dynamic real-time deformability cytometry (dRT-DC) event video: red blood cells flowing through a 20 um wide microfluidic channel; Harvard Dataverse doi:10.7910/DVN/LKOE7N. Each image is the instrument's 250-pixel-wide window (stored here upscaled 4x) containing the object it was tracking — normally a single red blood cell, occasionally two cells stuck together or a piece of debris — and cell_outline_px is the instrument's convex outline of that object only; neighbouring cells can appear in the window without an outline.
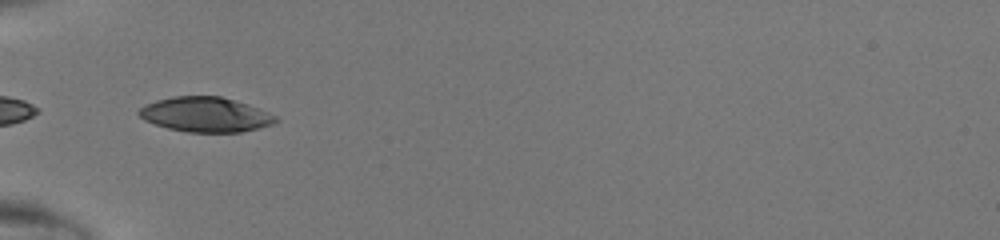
{"species": "human", "species_latin": "Homo sapiens", "temperature_condition": "room temperature", "stored_images_in_passage": 9, "camera_frame_rate_fps": 3000, "um_per_image_px": 0.085, "donor": {"sex": "male"}, "frame": {"image": 1, "passage_image": 1, "time_ms": 0.0, "image_size_px": [1000, 240], "cell_outline_px": [[280, 120], [272, 124], [260, 128], [240, 132], [188, 132], [168, 128], [144, 120], [136, 112], [140, 108], [156, 100], [172, 96], [220, 96], [248, 104], [276, 116]], "centroid_in_image_um": [17.47, 9.74], "position_along_channel_um": 67.5, "area_um2": 27.63}}
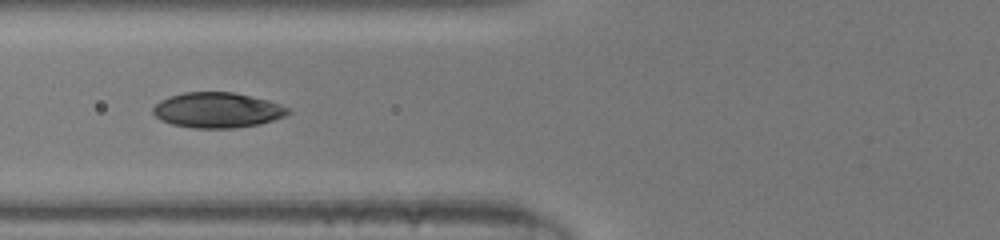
{"frame": {"image": 2, "passage_image": 4, "time_ms": 1.0, "image_size_px": [1000, 240], "cell_outline_px": [[292, 112], [284, 116], [260, 124], [232, 128], [192, 128], [172, 124], [160, 120], [152, 112], [152, 108], [160, 100], [168, 96], [184, 92], [232, 92], [268, 100], [280, 104], [288, 108]], "centroid_in_image_um": [18.45, 9.36], "position_along_channel_um": 107.4, "area_um2": 27.8}}
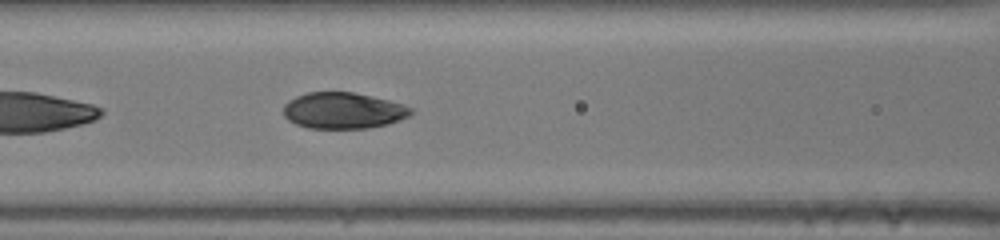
{"frame": {"image": 3, "passage_image": 6, "time_ms": 1.667, "image_size_px": [1000, 240], "cell_outline_px": [[412, 112], [408, 116], [400, 120], [388, 124], [368, 128], [308, 128], [296, 124], [288, 120], [284, 116], [284, 104], [288, 100], [296, 96], [308, 92], [352, 92], [372, 96], [404, 104], [412, 108]], "centroid_in_image_um": [29.16, 9.4], "position_along_channel_um": 137.4, "area_um2": 26.93}}